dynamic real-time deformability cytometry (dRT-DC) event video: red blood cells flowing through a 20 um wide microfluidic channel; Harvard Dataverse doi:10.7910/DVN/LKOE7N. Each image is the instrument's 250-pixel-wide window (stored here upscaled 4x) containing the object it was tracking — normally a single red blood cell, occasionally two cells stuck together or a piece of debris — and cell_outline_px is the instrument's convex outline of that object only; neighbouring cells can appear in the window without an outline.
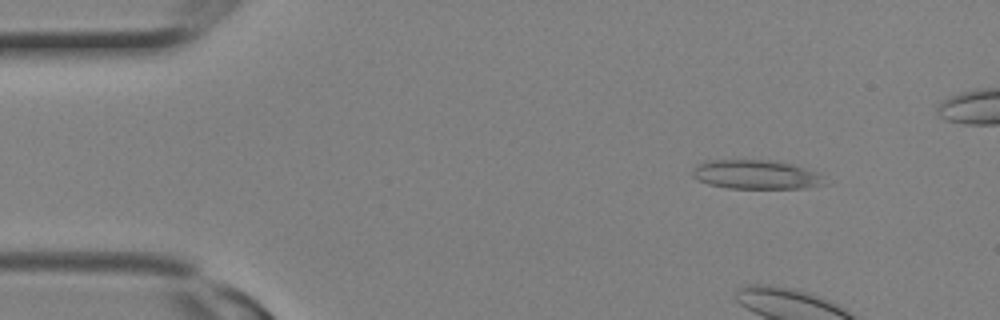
{"species": "Egyptian fruit bat (a non-hibernating species)", "species_latin": "Rousettus aegyptiacus", "temperature_condition": "room temperature", "stored_images_in_passage": 4, "camera_frame_rate_fps": 3000, "um_per_image_px": 0.085, "animal": {"sex": "female"}, "frame": {"image": 1, "passage_image": 2, "time_ms": 0.333, "image_size_px": [1000, 320], "cell_outline_px": [[824, 184], [808, 188], [728, 188], [708, 184], [692, 176], [692, 168], [704, 160], [772, 160], [792, 164], [816, 172], [824, 176]], "centroid_in_image_um": [64.24, 14.83], "position_along_channel_um": 20.8, "area_um2": 22.43}}
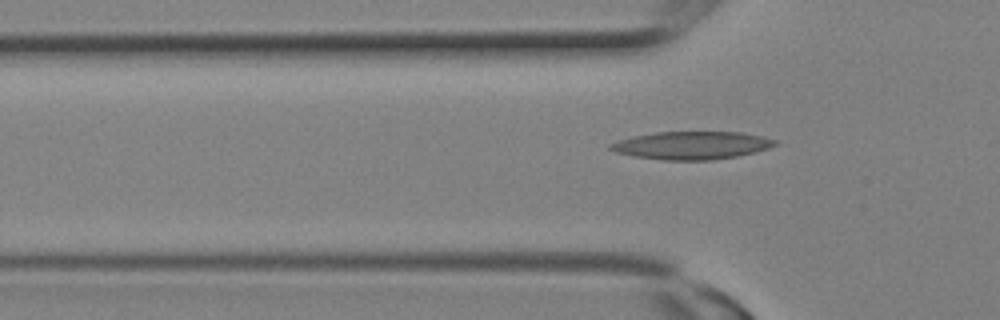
{"frame": {"image": 2, "passage_image": 4, "time_ms": 1.0, "image_size_px": [1000, 320], "cell_outline_px": [[780, 144], [756, 152], [736, 156], [712, 160], [660, 160], [632, 156], [616, 152], [608, 148], [608, 144], [616, 140], [632, 136], [656, 132], [740, 132], [760, 136], [776, 140]], "centroid_in_image_um": [58.75, 12.36], "position_along_channel_um": 67.0, "area_um2": 26.93}}